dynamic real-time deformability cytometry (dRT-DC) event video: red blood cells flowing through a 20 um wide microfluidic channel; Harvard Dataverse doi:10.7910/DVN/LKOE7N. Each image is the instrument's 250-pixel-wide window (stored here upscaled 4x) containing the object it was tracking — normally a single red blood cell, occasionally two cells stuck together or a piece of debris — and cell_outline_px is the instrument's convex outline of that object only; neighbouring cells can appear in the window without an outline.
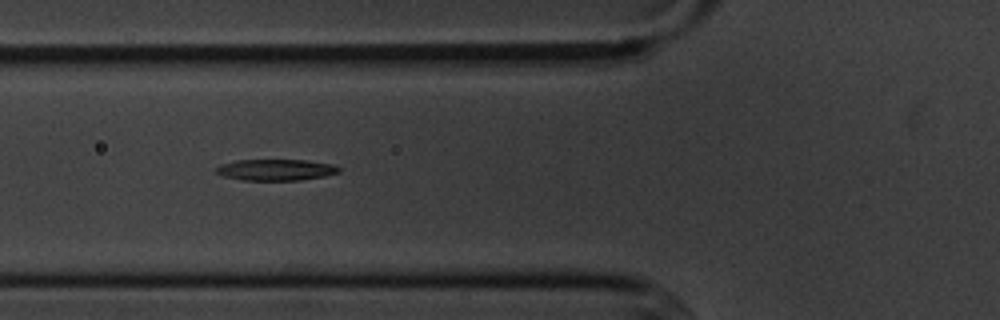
{"species": "common noctule bat (a hibernating species)", "species_latin": "Nyctalus noctula", "temperature_condition": "cold", "stored_images_in_passage": 14, "camera_frame_rate_fps": 3000, "um_per_image_px": 0.085, "animal": {"sex": "male", "body_mass_g": 20.1, "forearm_length_mm": 53.5}, "frame": {"image": 1, "passage_image": 6, "time_ms": 6.667, "image_size_px": [1000, 320], "cell_outline_px": [[340, 172], [324, 176], [300, 180], [240, 180], [224, 176], [216, 172], [216, 168], [220, 164], [236, 160], [308, 160], [332, 164], [340, 168]], "centroid_in_image_um": [23.44, 14.43], "position_along_channel_um": 102.4, "area_um2": 15.2}}
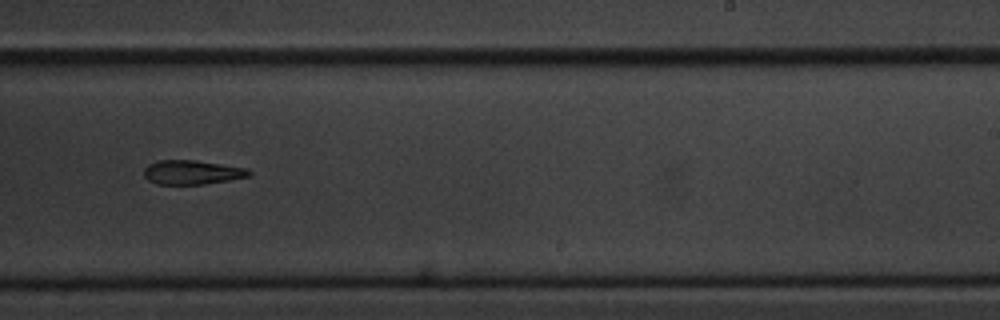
{"frame": {"image": 2, "passage_image": 10, "time_ms": 11.333, "image_size_px": [1000, 320], "cell_outline_px": [[252, 172], [248, 176], [228, 180], [204, 184], [156, 184], [148, 180], [144, 176], [144, 168], [148, 164], [156, 160], [196, 160], [248, 168]], "centroid_in_image_um": [16.3, 14.63], "position_along_channel_um": 272.7, "area_um2": 14.85}}
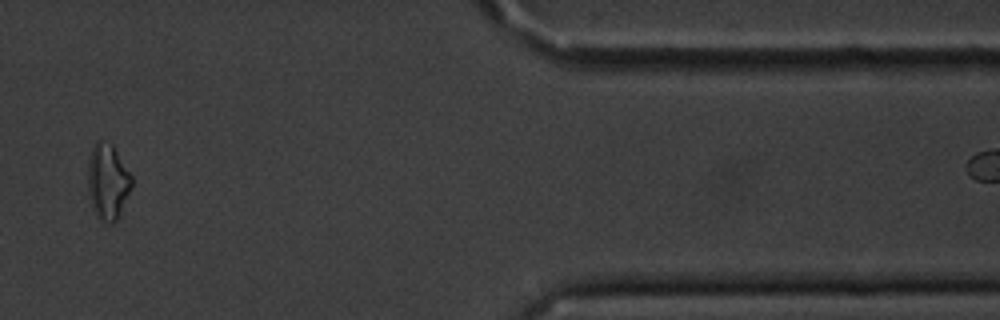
{"frame": {"image": 3, "passage_image": 13, "time_ms": 16.0, "image_size_px": [1000, 320], "cell_outline_px": [[132, 184], [116, 220], [112, 224], [100, 220], [96, 216], [92, 208], [88, 188], [88, 160], [92, 148], [96, 140], [100, 140], [112, 144], [132, 176]], "centroid_in_image_um": [9.13, 15.42], "position_along_channel_um": 402.3, "area_um2": 19.07}}